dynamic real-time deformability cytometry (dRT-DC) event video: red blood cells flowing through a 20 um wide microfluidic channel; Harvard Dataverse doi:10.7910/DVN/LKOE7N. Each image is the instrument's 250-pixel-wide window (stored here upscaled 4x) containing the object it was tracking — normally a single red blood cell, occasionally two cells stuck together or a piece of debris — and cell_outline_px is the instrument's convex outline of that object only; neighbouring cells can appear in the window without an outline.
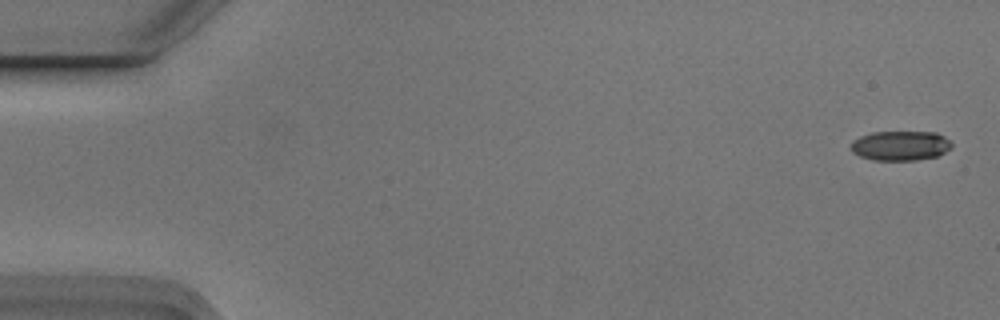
{"species": "Egyptian fruit bat (a non-hibernating species)", "species_latin": "Rousettus aegyptiacus", "temperature_condition": "cold", "stored_images_in_passage": 6, "camera_frame_rate_fps": 3000, "um_per_image_px": 0.085, "animal": {"sex": "male"}, "frame": {"image": 1, "passage_image": 1, "time_ms": 0.0, "image_size_px": [1000, 320], "cell_outline_px": [[952, 148], [936, 156], [916, 160], [872, 160], [860, 156], [852, 152], [852, 140], [860, 136], [872, 132], [936, 132], [944, 136], [952, 144]], "centroid_in_image_um": [76.53, 12.38], "position_along_channel_um": 8.5, "area_um2": 17.4}}
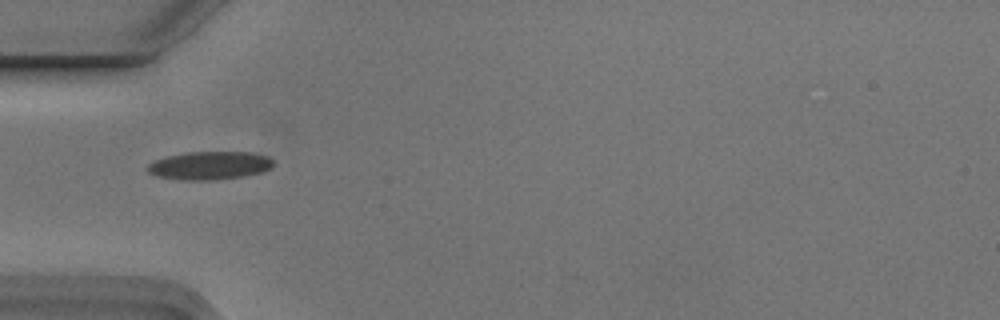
{"frame": {"image": 2, "passage_image": 5, "time_ms": 1.333, "image_size_px": [1000, 320], "cell_outline_px": [[272, 164], [264, 172], [240, 176], [212, 180], [184, 180], [156, 176], [148, 172], [144, 168], [148, 164], [156, 160], [168, 156], [188, 152], [252, 152], [268, 156], [272, 160]], "centroid_in_image_um": [17.78, 14.06], "position_along_channel_um": 67.2, "area_um2": 20.52}}
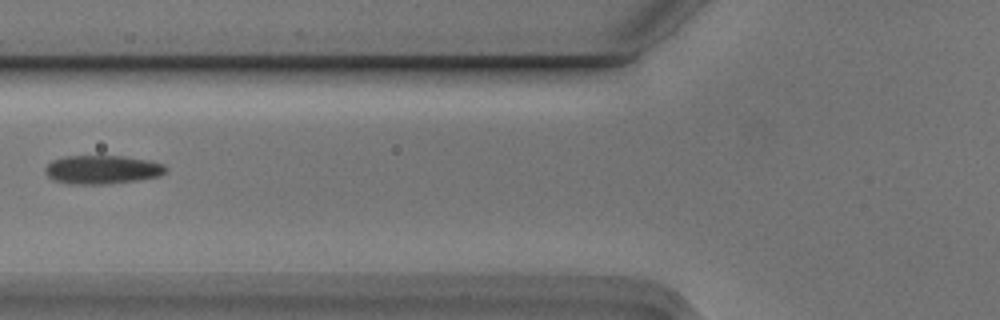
{"frame": {"image": 3, "passage_image": 6, "time_ms": 1.667, "image_size_px": [1000, 320], "cell_outline_px": [[168, 168], [160, 176], [136, 180], [108, 184], [68, 184], [52, 180], [44, 172], [44, 168], [52, 160], [64, 156], [124, 156], [148, 160], [164, 164]], "centroid_in_image_um": [8.66, 14.42], "position_along_channel_um": 117.1, "area_um2": 20.29}}